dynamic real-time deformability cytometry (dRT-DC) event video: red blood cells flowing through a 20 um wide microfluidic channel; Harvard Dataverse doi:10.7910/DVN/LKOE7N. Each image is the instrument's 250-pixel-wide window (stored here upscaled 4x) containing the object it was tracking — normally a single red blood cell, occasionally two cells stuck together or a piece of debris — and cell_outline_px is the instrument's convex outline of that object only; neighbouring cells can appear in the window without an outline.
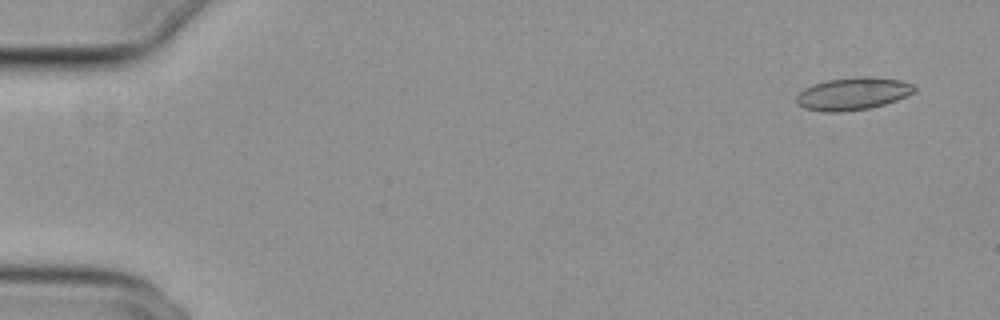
{"species": "common noctule bat (a hibernating species)", "species_latin": "Nyctalus noctula", "temperature_condition": "cold", "stored_images_in_passage": 9, "camera_frame_rate_fps": 3000, "um_per_image_px": 0.085, "animal": {"sex": "female", "body_mass_g": 29.2, "forearm_length_mm": 56.3}, "frame": {"image": 1, "passage_image": 2, "time_ms": 0.333, "image_size_px": [1000, 320], "cell_outline_px": [[916, 92], [896, 100], [884, 104], [868, 108], [840, 112], [824, 112], [804, 108], [796, 100], [796, 96], [804, 88], [812, 84], [828, 80], [856, 76], [872, 76], [900, 80], [912, 84], [916, 88]], "centroid_in_image_um": [72.5, 7.95], "position_along_channel_um": 12.5, "area_um2": 22.37}}